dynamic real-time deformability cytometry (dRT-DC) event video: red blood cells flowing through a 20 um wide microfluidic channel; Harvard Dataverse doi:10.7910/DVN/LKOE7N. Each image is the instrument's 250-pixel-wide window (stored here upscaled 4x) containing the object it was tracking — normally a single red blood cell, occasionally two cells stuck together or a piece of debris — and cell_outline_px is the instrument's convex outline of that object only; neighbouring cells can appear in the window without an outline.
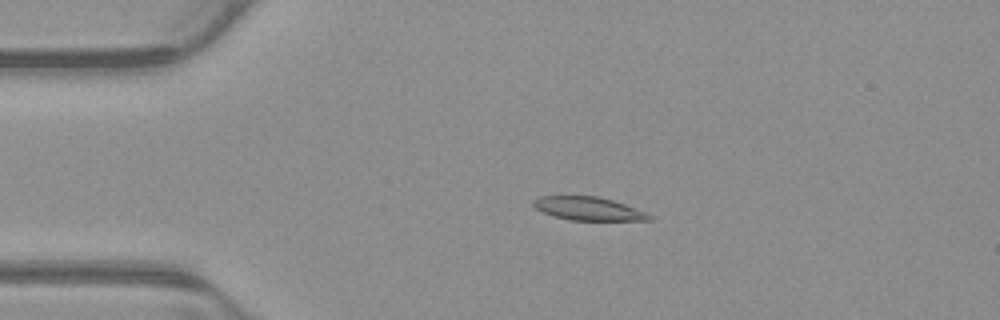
{"species": "common noctule bat (a hibernating species)", "species_latin": "Nyctalus noctula", "temperature_condition": "warm", "stored_images_in_passage": 54, "camera_frame_rate_fps": 3000, "um_per_image_px": 0.085, "animal": {"sex": "male", "body_mass_g": 23.1, "forearm_length_mm": 52.7}, "frame": {"image": 1, "passage_image": 12, "time_ms": 3.667, "image_size_px": [1000, 320], "cell_outline_px": [[652, 220], [568, 220], [552, 216], [536, 208], [532, 204], [540, 196], [596, 196], [612, 200], [624, 204], [644, 212], [652, 216]], "centroid_in_image_um": [49.99, 17.74], "position_along_channel_um": 35.0, "area_um2": 15.49}}
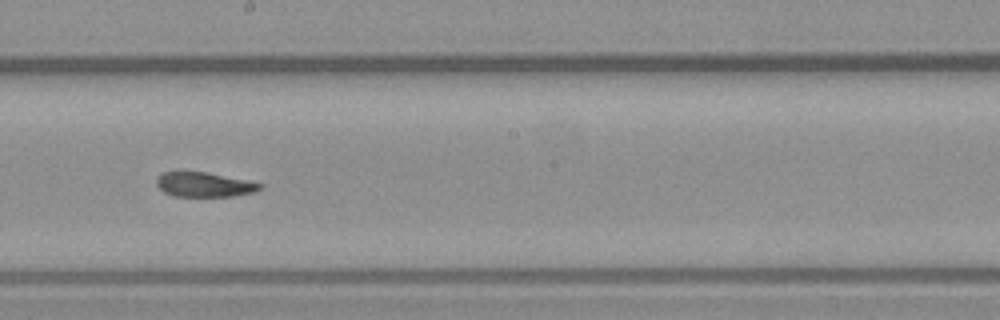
{"frame": {"image": 2, "passage_image": 30, "time_ms": 9.667, "image_size_px": [1000, 320], "cell_outline_px": [[264, 184], [260, 188], [252, 192], [232, 196], [176, 196], [164, 192], [156, 184], [156, 176], [160, 172], [208, 172]], "centroid_in_image_um": [17.31, 15.68], "position_along_channel_um": 230.9, "area_um2": 14.68}}
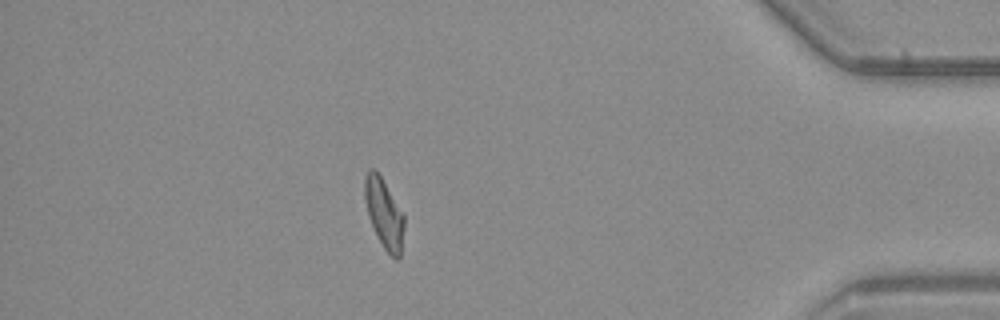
{"frame": {"image": 3, "passage_image": 47, "time_ms": 15.333, "image_size_px": [1000, 320], "cell_outline_px": [[404, 228], [400, 256], [396, 260], [384, 248], [368, 216], [364, 200], [364, 180], [368, 168], [376, 168], [404, 216]], "centroid_in_image_um": [32.62, 18.09], "position_along_channel_um": 402.6, "area_um2": 15.72}, "authors_computed_cell_mechanics": {"area_um2": 16.1551, "velocity_mm_per_s": 3.8821, "shape_relaxation_time_tau1_ms": null, "shape_relaxation_time_tau2_ms": 3.0077, "deformation_change_tau1": null, "deformation_change_tau2": 0.0941}}